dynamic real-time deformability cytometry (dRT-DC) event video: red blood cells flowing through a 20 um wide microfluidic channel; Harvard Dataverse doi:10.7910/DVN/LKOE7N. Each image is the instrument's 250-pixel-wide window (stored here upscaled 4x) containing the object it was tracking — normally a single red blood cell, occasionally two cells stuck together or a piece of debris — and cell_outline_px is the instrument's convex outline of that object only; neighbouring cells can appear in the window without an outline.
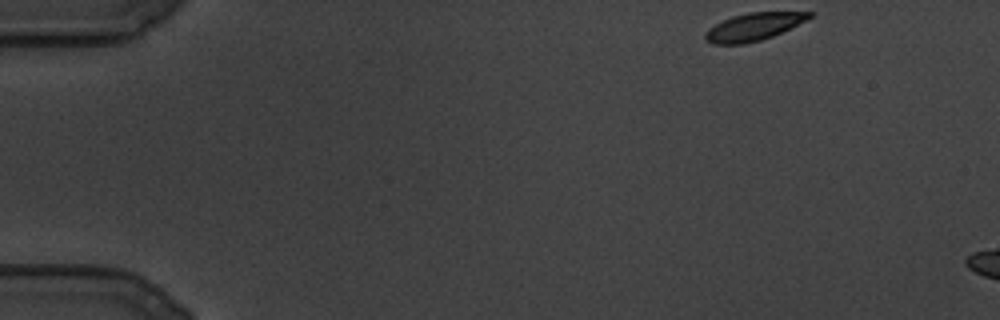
{"species": "common noctule bat (a hibernating species)", "species_latin": "Nyctalus noctula", "temperature_condition": "cold", "stored_images_in_passage": 23, "camera_frame_rate_fps": 3000, "um_per_image_px": 0.085, "animal": {"sex": "male", "body_mass_g": 19.5, "forearm_length_mm": 54.6}, "frame": {"image": 1, "passage_image": 1, "time_ms": 0.0, "image_size_px": [1000, 320], "cell_outline_px": [[812, 16], [772, 36], [760, 40], [744, 44], [712, 44], [704, 40], [704, 32], [708, 28], [732, 16], [748, 12], [812, 12]], "centroid_in_image_um": [63.95, 2.29], "position_along_channel_um": 21.0, "area_um2": 16.42}}
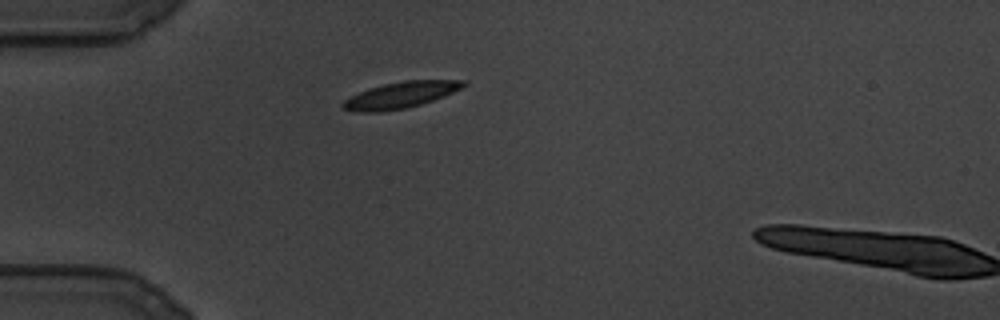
{"frame": {"image": 2, "passage_image": 21, "time_ms": 6.667, "image_size_px": [1000, 320], "cell_outline_px": [[468, 84], [444, 96], [408, 108], [380, 112], [356, 112], [344, 108], [340, 104], [344, 100], [368, 88], [384, 84], [404, 80], [464, 80]], "centroid_in_image_um": [34.03, 8.08], "position_along_channel_um": 51.0, "area_um2": 18.32}}